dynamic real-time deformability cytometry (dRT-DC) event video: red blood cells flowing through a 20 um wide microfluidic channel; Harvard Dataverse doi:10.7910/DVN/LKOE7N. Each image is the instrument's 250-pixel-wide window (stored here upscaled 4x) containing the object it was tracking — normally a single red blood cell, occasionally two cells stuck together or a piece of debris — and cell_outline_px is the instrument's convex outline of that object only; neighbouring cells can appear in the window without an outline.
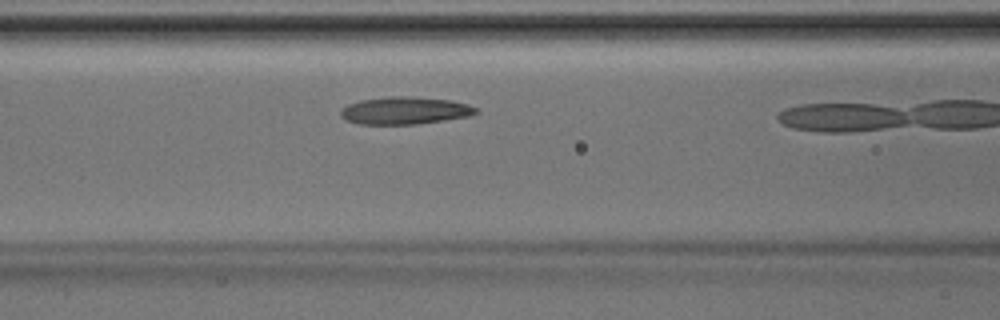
{"species": "Egyptian fruit bat (a non-hibernating species)", "species_latin": "Rousettus aegyptiacus", "temperature_condition": "room temperature", "stored_images_in_passage": 11, "camera_frame_rate_fps": 3000, "um_per_image_px": 0.085, "animal": {"sex": "male"}, "frame": {"image": 1, "passage_image": 10, "time_ms": 3.0, "image_size_px": [1000, 320], "cell_outline_px": [[480, 112], [468, 116], [444, 120], [416, 124], [360, 124], [348, 120], [340, 116], [340, 108], [348, 104], [360, 100], [388, 96], [412, 96], [452, 100], [468, 104], [476, 108]], "centroid_in_image_um": [34.41, 9.38], "position_along_channel_um": 132.2, "area_um2": 21.73}}